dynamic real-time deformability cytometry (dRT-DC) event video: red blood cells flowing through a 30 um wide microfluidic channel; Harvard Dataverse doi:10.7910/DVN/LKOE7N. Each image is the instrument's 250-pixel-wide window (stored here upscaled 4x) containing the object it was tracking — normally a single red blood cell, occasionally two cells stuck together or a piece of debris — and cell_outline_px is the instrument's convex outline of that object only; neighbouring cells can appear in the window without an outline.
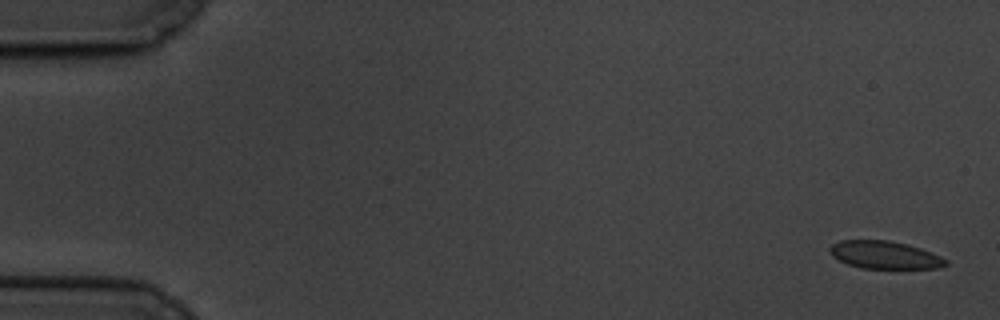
{"species": "common noctule bat (a hibernating species)", "species_latin": "Nyctalus noctula", "temperature_condition": "cold", "stored_images_in_passage": 6, "camera_frame_rate_fps": 3000, "um_per_image_px": 0.085, "animal": {"sex": "male", "body_mass_g": 19.5, "forearm_length_mm": 54.6}, "frame": {"image": 1, "passage_image": 1, "time_ms": 0.0, "image_size_px": [1000, 320], "cell_outline_px": [[948, 264], [936, 268], [860, 268], [848, 264], [832, 256], [828, 248], [832, 244], [840, 240], [888, 240], [908, 244], [932, 252], [948, 260]], "centroid_in_image_um": [75.19, 21.66], "position_along_channel_um": 9.8, "area_um2": 18.73}}
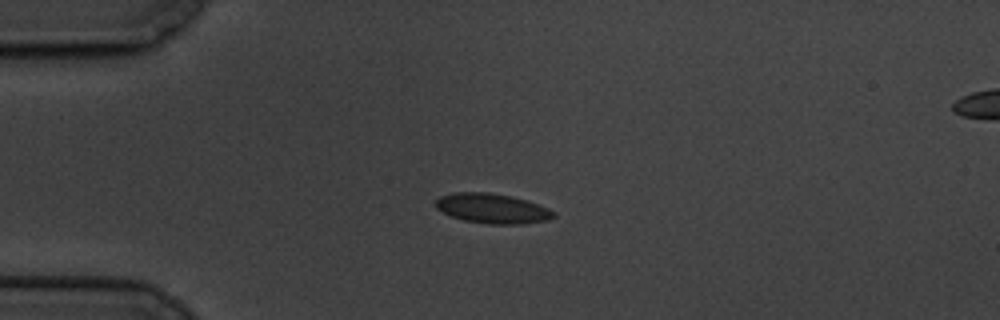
{"frame": {"image": 2, "passage_image": 5, "time_ms": 4.333, "image_size_px": [1000, 320], "cell_outline_px": [[556, 216], [548, 220], [524, 224], [488, 224], [464, 220], [452, 216], [436, 208], [436, 200], [440, 196], [452, 192], [488, 192], [512, 196], [528, 200], [548, 208], [556, 212]], "centroid_in_image_um": [41.88, 17.71], "position_along_channel_um": 43.1, "area_um2": 20.63}}